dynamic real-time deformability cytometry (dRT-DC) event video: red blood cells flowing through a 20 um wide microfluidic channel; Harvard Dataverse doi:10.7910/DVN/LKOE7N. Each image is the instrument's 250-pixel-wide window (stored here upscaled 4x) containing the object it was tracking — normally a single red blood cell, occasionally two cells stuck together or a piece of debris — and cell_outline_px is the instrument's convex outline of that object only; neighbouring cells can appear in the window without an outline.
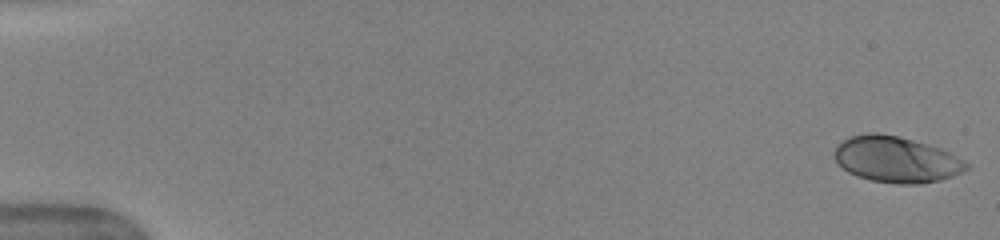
{"species": "human", "species_latin": "Homo sapiens", "temperature_condition": "warm", "stored_images_in_passage": 50, "camera_frame_rate_fps": 3000, "um_per_image_px": 0.085, "donor": {"sex": "female"}, "frame": {"image": 1, "passage_image": 1, "time_ms": 0.0, "image_size_px": [1000, 240], "cell_outline_px": [[968, 168], [964, 172], [940, 180], [920, 184], [896, 184], [872, 180], [856, 176], [848, 172], [836, 160], [836, 144], [852, 136], [868, 132], [876, 132], [900, 136], [940, 148], [964, 160], [968, 164]], "centroid_in_image_um": [76.2, 13.55], "position_along_channel_um": 8.8, "area_um2": 35.26}}
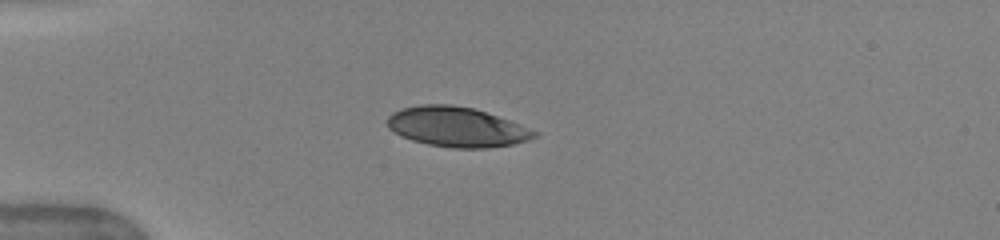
{"frame": {"image": 2, "passage_image": 14, "time_ms": 4.333, "image_size_px": [1000, 240], "cell_outline_px": [[536, 136], [528, 140], [512, 144], [488, 148], [452, 148], [428, 144], [412, 140], [400, 136], [388, 128], [388, 116], [392, 112], [404, 108], [420, 104], [452, 104], [472, 108], [508, 120], [528, 128], [536, 132]], "centroid_in_image_um": [38.77, 10.79], "position_along_channel_um": 46.2, "area_um2": 33.81}}
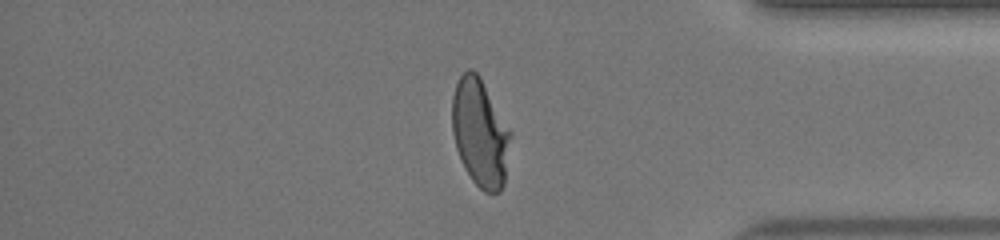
{"frame": {"image": 3, "passage_image": 43, "time_ms": 14.0, "image_size_px": [1000, 240], "cell_outline_px": [[512, 136], [504, 184], [500, 192], [484, 192], [472, 180], [456, 148], [452, 132], [452, 96], [456, 84], [460, 76], [468, 68], [472, 68], [480, 76], [512, 132]], "centroid_in_image_um": [40.82, 11.27], "position_along_channel_um": 394.4, "area_um2": 36.76}, "authors_computed_cell_mechanics": {"area_um2": 35.7204, "velocity_mm_per_s": 4.0397, "shape_relaxation_time_tau1_ms": 4.5204, "shape_relaxation_time_tau2_ms": null, "deformation_change_tau1": 0.1884, "deformation_change_tau2": null}}